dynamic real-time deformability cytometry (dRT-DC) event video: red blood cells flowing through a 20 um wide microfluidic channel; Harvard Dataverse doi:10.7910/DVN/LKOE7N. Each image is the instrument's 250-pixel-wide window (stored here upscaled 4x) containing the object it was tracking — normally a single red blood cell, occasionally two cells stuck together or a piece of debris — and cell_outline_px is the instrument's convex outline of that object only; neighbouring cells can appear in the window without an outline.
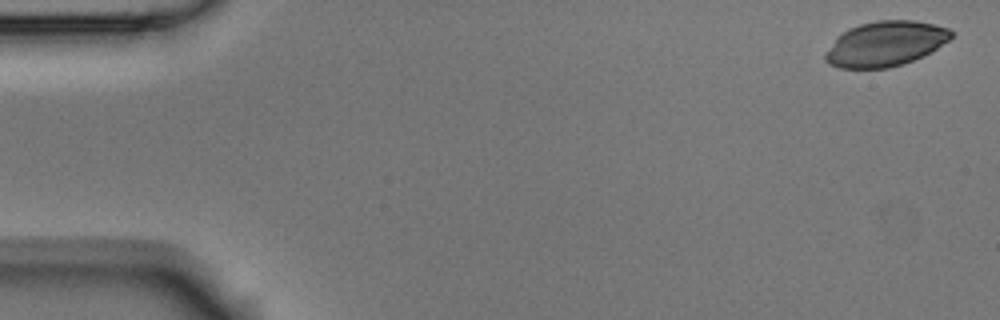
{"species": "Egyptian fruit bat (a non-hibernating species)", "species_latin": "Rousettus aegyptiacus", "temperature_condition": "room temperature", "stored_images_in_passage": 5, "segment_of_instrument_passage": [2, 2], "camera_frame_rate_fps": 3000, "um_per_image_px": 0.085, "animal": {"sex": "male"}, "frame": {"image": 1, "passage_image": 5, "time_ms": 1.333, "image_size_px": [1000, 320], "cell_outline_px": [[956, 32], [948, 40], [936, 48], [912, 60], [888, 68], [840, 68], [828, 64], [824, 60], [824, 56], [836, 36], [848, 28], [860, 24], [876, 20], [916, 20], [948, 28]], "centroid_in_image_um": [75.22, 3.71], "position_along_channel_um": 9.8, "area_um2": 32.83}}